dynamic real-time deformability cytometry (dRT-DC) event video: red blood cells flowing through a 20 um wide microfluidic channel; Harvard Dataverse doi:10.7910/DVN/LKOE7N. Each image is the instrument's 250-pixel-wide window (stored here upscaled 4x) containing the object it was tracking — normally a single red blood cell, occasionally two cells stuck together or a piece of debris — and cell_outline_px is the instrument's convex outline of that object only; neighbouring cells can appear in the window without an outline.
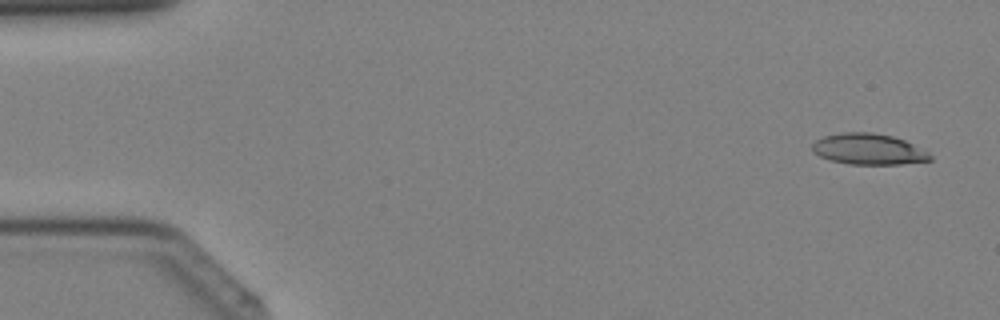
{"species": "Egyptian fruit bat (a non-hibernating species)", "species_latin": "Rousettus aegyptiacus", "temperature_condition": "cold", "stored_images_in_passage": 40, "camera_frame_rate_fps": 3000, "um_per_image_px": 0.085, "animal": {"sex": "female"}, "frame": {"image": 1, "passage_image": 2, "time_ms": 0.333, "image_size_px": [1000, 320], "cell_outline_px": [[932, 160], [900, 164], [848, 164], [828, 160], [812, 152], [812, 144], [816, 140], [824, 136], [840, 132], [872, 132], [892, 136], [904, 140], [928, 152], [932, 156]], "centroid_in_image_um": [73.79, 12.68], "position_along_channel_um": 11.2, "area_um2": 21.33}}
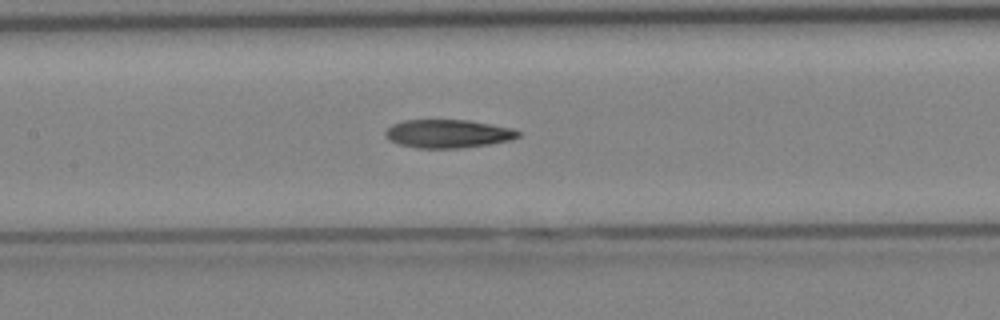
{"frame": {"image": 2, "passage_image": 19, "time_ms": 6.0, "image_size_px": [1000, 320], "cell_outline_px": [[520, 136], [512, 140], [488, 144], [460, 148], [420, 148], [400, 144], [392, 140], [384, 132], [392, 124], [404, 120], [468, 120], [512, 128], [520, 132]], "centroid_in_image_um": [38.12, 11.36], "position_along_channel_um": 169.3, "area_um2": 21.68}}
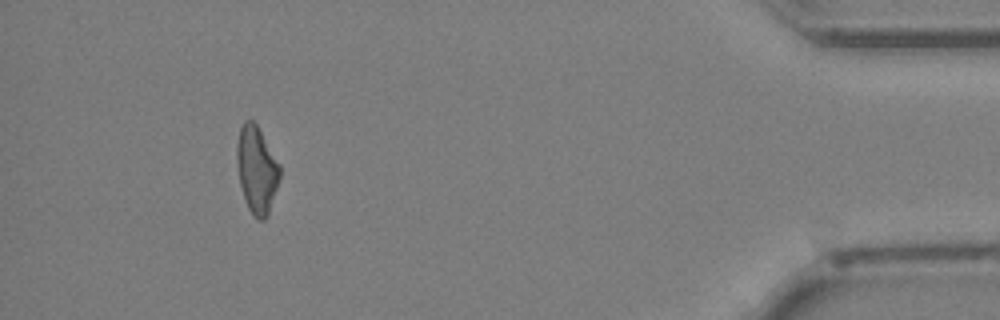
{"frame": {"image": 3, "passage_image": 37, "time_ms": 12.0, "image_size_px": [1000, 320], "cell_outline_px": [[280, 176], [268, 216], [264, 220], [260, 220], [248, 208], [244, 200], [240, 184], [236, 160], [236, 148], [240, 128], [244, 120], [252, 120], [256, 124], [280, 164]], "centroid_in_image_um": [21.81, 14.42], "position_along_channel_um": 413.4, "area_um2": 21.62}}